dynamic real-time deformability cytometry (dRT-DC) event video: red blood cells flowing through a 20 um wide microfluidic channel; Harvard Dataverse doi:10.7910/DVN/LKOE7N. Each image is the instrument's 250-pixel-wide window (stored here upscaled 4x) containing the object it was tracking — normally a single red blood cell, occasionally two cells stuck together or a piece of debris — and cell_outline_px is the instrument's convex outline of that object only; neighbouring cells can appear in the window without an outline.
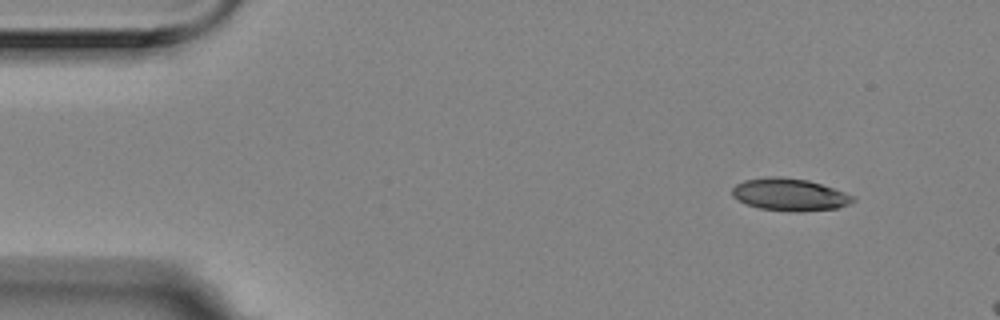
{"species": "Egyptian fruit bat (a non-hibernating species)", "species_latin": "Rousettus aegyptiacus", "temperature_condition": "room temperature", "stored_images_in_passage": 3, "camera_frame_rate_fps": 3000, "um_per_image_px": 0.085, "animal": {"sex": "female"}, "frame": {"image": 1, "passage_image": 1, "time_ms": 0.0, "image_size_px": [1000, 320], "cell_outline_px": [[856, 200], [848, 204], [836, 208], [804, 212], [788, 212], [760, 208], [748, 204], [732, 196], [732, 188], [736, 184], [744, 180], [768, 176], [780, 176], [808, 180], [844, 192], [852, 196]], "centroid_in_image_um": [67.1, 16.54], "position_along_channel_um": 17.9, "area_um2": 22.72}}